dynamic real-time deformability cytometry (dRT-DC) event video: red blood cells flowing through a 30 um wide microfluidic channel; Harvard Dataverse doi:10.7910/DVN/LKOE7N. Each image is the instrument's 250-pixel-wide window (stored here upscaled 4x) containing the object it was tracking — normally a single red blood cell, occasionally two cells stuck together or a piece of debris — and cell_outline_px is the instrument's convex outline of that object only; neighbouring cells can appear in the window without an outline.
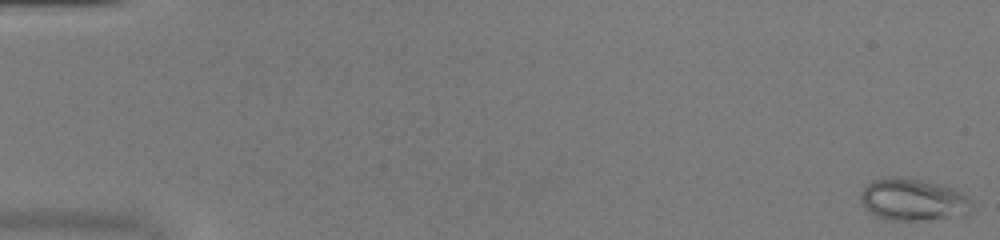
{"species": "common noctule bat (a hibernating species)", "species_latin": "Nyctalus noctula", "temperature_condition": "warm", "stored_images_in_passage": 52, "camera_frame_rate_fps": 3000, "um_per_image_px": 0.085, "animal": {"sex": "female", "body_mass_g": 20.0, "forearm_length_mm": 54.0}, "frame": {"image": 1, "passage_image": 1, "time_ms": 0.0, "image_size_px": [1000, 240], "cell_outline_px": [[968, 212], [964, 216], [924, 220], [892, 220], [880, 216], [872, 212], [860, 200], [860, 192], [872, 180], [888, 176], [896, 176], [936, 184], [952, 188], [960, 192], [968, 200]], "centroid_in_image_um": [77.57, 16.97], "position_along_channel_um": 7.4, "area_um2": 26.47}}
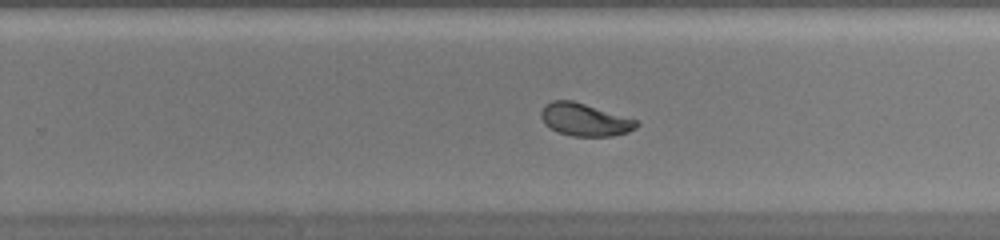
{"frame": {"image": 2, "passage_image": 34, "time_ms": 11.0, "image_size_px": [1000, 240], "cell_outline_px": [[640, 124], [636, 128], [628, 132], [612, 136], [572, 136], [560, 132], [544, 124], [540, 116], [540, 112], [552, 100], [572, 100], [636, 120]], "centroid_in_image_um": [49.7, 10.18], "position_along_channel_um": 280.1, "area_um2": 17.8}}
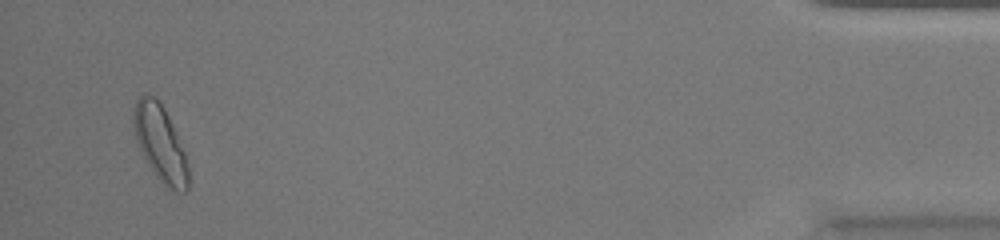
{"frame": {"image": 3, "passage_image": 50, "time_ms": 16.333, "image_size_px": [1000, 240], "cell_outline_px": [[188, 188], [184, 192], [176, 192], [164, 184], [156, 176], [148, 164], [136, 140], [132, 124], [132, 108], [136, 100], [144, 92], [152, 96], [164, 108], [168, 116], [184, 152], [188, 168]], "centroid_in_image_um": [13.58, 12.15], "position_along_channel_um": 421.6, "area_um2": 23.93}, "authors_computed_cell_mechanics": {"area_um2": 20.6346, "velocity_mm_per_s": 4.0453, "shape_relaxation_time_tau1_ms": 4.2284, "shape_relaxation_time_tau2_ms": 0.9623, "deformation_change_tau1": 0.1591, "deformation_change_tau2": 0.037}}